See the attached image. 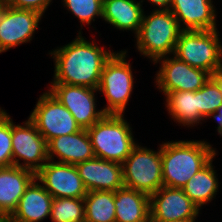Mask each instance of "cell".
<instances>
[{"label":"cell","mask_w":222,"mask_h":222,"mask_svg":"<svg viewBox=\"0 0 222 222\" xmlns=\"http://www.w3.org/2000/svg\"><path fill=\"white\" fill-rule=\"evenodd\" d=\"M132 129L124 114H106L87 128L95 157L122 164L138 143Z\"/></svg>","instance_id":"obj_4"},{"label":"cell","mask_w":222,"mask_h":222,"mask_svg":"<svg viewBox=\"0 0 222 222\" xmlns=\"http://www.w3.org/2000/svg\"><path fill=\"white\" fill-rule=\"evenodd\" d=\"M28 118L47 143L55 137L74 134L82 130L70 111L48 90L39 96Z\"/></svg>","instance_id":"obj_8"},{"label":"cell","mask_w":222,"mask_h":222,"mask_svg":"<svg viewBox=\"0 0 222 222\" xmlns=\"http://www.w3.org/2000/svg\"><path fill=\"white\" fill-rule=\"evenodd\" d=\"M50 218L52 222H85L84 198H54Z\"/></svg>","instance_id":"obj_25"},{"label":"cell","mask_w":222,"mask_h":222,"mask_svg":"<svg viewBox=\"0 0 222 222\" xmlns=\"http://www.w3.org/2000/svg\"><path fill=\"white\" fill-rule=\"evenodd\" d=\"M215 156L197 173L189 179L182 188L184 193L201 210L202 206L211 203L215 199L221 184L219 182L217 170H214L213 159Z\"/></svg>","instance_id":"obj_22"},{"label":"cell","mask_w":222,"mask_h":222,"mask_svg":"<svg viewBox=\"0 0 222 222\" xmlns=\"http://www.w3.org/2000/svg\"><path fill=\"white\" fill-rule=\"evenodd\" d=\"M211 78L217 83L222 94V69L215 71Z\"/></svg>","instance_id":"obj_32"},{"label":"cell","mask_w":222,"mask_h":222,"mask_svg":"<svg viewBox=\"0 0 222 222\" xmlns=\"http://www.w3.org/2000/svg\"><path fill=\"white\" fill-rule=\"evenodd\" d=\"M213 0H172L170 11L182 31L215 30L217 9Z\"/></svg>","instance_id":"obj_16"},{"label":"cell","mask_w":222,"mask_h":222,"mask_svg":"<svg viewBox=\"0 0 222 222\" xmlns=\"http://www.w3.org/2000/svg\"><path fill=\"white\" fill-rule=\"evenodd\" d=\"M218 29L181 31L173 55L210 75L222 69V41Z\"/></svg>","instance_id":"obj_6"},{"label":"cell","mask_w":222,"mask_h":222,"mask_svg":"<svg viewBox=\"0 0 222 222\" xmlns=\"http://www.w3.org/2000/svg\"><path fill=\"white\" fill-rule=\"evenodd\" d=\"M89 191H116L124 187L122 164L94 157L76 165Z\"/></svg>","instance_id":"obj_15"},{"label":"cell","mask_w":222,"mask_h":222,"mask_svg":"<svg viewBox=\"0 0 222 222\" xmlns=\"http://www.w3.org/2000/svg\"><path fill=\"white\" fill-rule=\"evenodd\" d=\"M171 56V57H170ZM159 65L156 71L155 85L165 96L175 91H197L204 86L211 75L205 70L195 68L176 56H166L156 60Z\"/></svg>","instance_id":"obj_9"},{"label":"cell","mask_w":222,"mask_h":222,"mask_svg":"<svg viewBox=\"0 0 222 222\" xmlns=\"http://www.w3.org/2000/svg\"><path fill=\"white\" fill-rule=\"evenodd\" d=\"M197 219H181V220H172V221H166V222H196Z\"/></svg>","instance_id":"obj_34"},{"label":"cell","mask_w":222,"mask_h":222,"mask_svg":"<svg viewBox=\"0 0 222 222\" xmlns=\"http://www.w3.org/2000/svg\"><path fill=\"white\" fill-rule=\"evenodd\" d=\"M200 211L183 189L162 186L150 196V222L197 219Z\"/></svg>","instance_id":"obj_14"},{"label":"cell","mask_w":222,"mask_h":222,"mask_svg":"<svg viewBox=\"0 0 222 222\" xmlns=\"http://www.w3.org/2000/svg\"><path fill=\"white\" fill-rule=\"evenodd\" d=\"M12 153L13 165L35 173L49 160L47 141L29 118L22 125L12 120Z\"/></svg>","instance_id":"obj_11"},{"label":"cell","mask_w":222,"mask_h":222,"mask_svg":"<svg viewBox=\"0 0 222 222\" xmlns=\"http://www.w3.org/2000/svg\"><path fill=\"white\" fill-rule=\"evenodd\" d=\"M114 191H89L84 197L85 222H115Z\"/></svg>","instance_id":"obj_24"},{"label":"cell","mask_w":222,"mask_h":222,"mask_svg":"<svg viewBox=\"0 0 222 222\" xmlns=\"http://www.w3.org/2000/svg\"><path fill=\"white\" fill-rule=\"evenodd\" d=\"M145 8L136 0H103L102 19L119 31L138 34Z\"/></svg>","instance_id":"obj_20"},{"label":"cell","mask_w":222,"mask_h":222,"mask_svg":"<svg viewBox=\"0 0 222 222\" xmlns=\"http://www.w3.org/2000/svg\"><path fill=\"white\" fill-rule=\"evenodd\" d=\"M6 4L18 9H30L45 14L52 0H5Z\"/></svg>","instance_id":"obj_29"},{"label":"cell","mask_w":222,"mask_h":222,"mask_svg":"<svg viewBox=\"0 0 222 222\" xmlns=\"http://www.w3.org/2000/svg\"><path fill=\"white\" fill-rule=\"evenodd\" d=\"M35 178L36 173L26 168L15 165L0 167V219L3 222L14 212Z\"/></svg>","instance_id":"obj_17"},{"label":"cell","mask_w":222,"mask_h":222,"mask_svg":"<svg viewBox=\"0 0 222 222\" xmlns=\"http://www.w3.org/2000/svg\"><path fill=\"white\" fill-rule=\"evenodd\" d=\"M63 7L80 20L81 33L83 25H90L96 18L102 19L103 0H62ZM85 23V24H84Z\"/></svg>","instance_id":"obj_26"},{"label":"cell","mask_w":222,"mask_h":222,"mask_svg":"<svg viewBox=\"0 0 222 222\" xmlns=\"http://www.w3.org/2000/svg\"><path fill=\"white\" fill-rule=\"evenodd\" d=\"M222 105V94L217 83L210 77L202 88L197 90L198 112L206 119Z\"/></svg>","instance_id":"obj_27"},{"label":"cell","mask_w":222,"mask_h":222,"mask_svg":"<svg viewBox=\"0 0 222 222\" xmlns=\"http://www.w3.org/2000/svg\"><path fill=\"white\" fill-rule=\"evenodd\" d=\"M42 17L40 12L7 5L0 19V54L30 43Z\"/></svg>","instance_id":"obj_12"},{"label":"cell","mask_w":222,"mask_h":222,"mask_svg":"<svg viewBox=\"0 0 222 222\" xmlns=\"http://www.w3.org/2000/svg\"><path fill=\"white\" fill-rule=\"evenodd\" d=\"M12 165V118L3 110L0 113V167Z\"/></svg>","instance_id":"obj_28"},{"label":"cell","mask_w":222,"mask_h":222,"mask_svg":"<svg viewBox=\"0 0 222 222\" xmlns=\"http://www.w3.org/2000/svg\"><path fill=\"white\" fill-rule=\"evenodd\" d=\"M145 0H140V2L143 4ZM148 3H151L154 5V10H169L172 4V0H146Z\"/></svg>","instance_id":"obj_31"},{"label":"cell","mask_w":222,"mask_h":222,"mask_svg":"<svg viewBox=\"0 0 222 222\" xmlns=\"http://www.w3.org/2000/svg\"><path fill=\"white\" fill-rule=\"evenodd\" d=\"M53 197L35 178L4 222H41L50 216Z\"/></svg>","instance_id":"obj_19"},{"label":"cell","mask_w":222,"mask_h":222,"mask_svg":"<svg viewBox=\"0 0 222 222\" xmlns=\"http://www.w3.org/2000/svg\"><path fill=\"white\" fill-rule=\"evenodd\" d=\"M36 179L53 198H84L88 193L76 165L48 160Z\"/></svg>","instance_id":"obj_13"},{"label":"cell","mask_w":222,"mask_h":222,"mask_svg":"<svg viewBox=\"0 0 222 222\" xmlns=\"http://www.w3.org/2000/svg\"><path fill=\"white\" fill-rule=\"evenodd\" d=\"M181 31L170 10L153 9L150 14L144 11L140 30L135 36L137 52L152 64L162 57L173 55Z\"/></svg>","instance_id":"obj_3"},{"label":"cell","mask_w":222,"mask_h":222,"mask_svg":"<svg viewBox=\"0 0 222 222\" xmlns=\"http://www.w3.org/2000/svg\"><path fill=\"white\" fill-rule=\"evenodd\" d=\"M157 150L137 143L122 163L124 186L151 196L163 186L161 144Z\"/></svg>","instance_id":"obj_7"},{"label":"cell","mask_w":222,"mask_h":222,"mask_svg":"<svg viewBox=\"0 0 222 222\" xmlns=\"http://www.w3.org/2000/svg\"><path fill=\"white\" fill-rule=\"evenodd\" d=\"M217 153L204 139L162 142L163 186L182 189Z\"/></svg>","instance_id":"obj_2"},{"label":"cell","mask_w":222,"mask_h":222,"mask_svg":"<svg viewBox=\"0 0 222 222\" xmlns=\"http://www.w3.org/2000/svg\"><path fill=\"white\" fill-rule=\"evenodd\" d=\"M113 50L100 47L95 40H87L82 33L67 45L49 51L54 61L51 83L85 86L98 89L105 63Z\"/></svg>","instance_id":"obj_1"},{"label":"cell","mask_w":222,"mask_h":222,"mask_svg":"<svg viewBox=\"0 0 222 222\" xmlns=\"http://www.w3.org/2000/svg\"><path fill=\"white\" fill-rule=\"evenodd\" d=\"M7 4H6V1L5 0H0V19L3 15V12L6 8Z\"/></svg>","instance_id":"obj_33"},{"label":"cell","mask_w":222,"mask_h":222,"mask_svg":"<svg viewBox=\"0 0 222 222\" xmlns=\"http://www.w3.org/2000/svg\"><path fill=\"white\" fill-rule=\"evenodd\" d=\"M47 147L48 159L60 163L77 165L95 157L86 129L74 134L55 137L47 143Z\"/></svg>","instance_id":"obj_18"},{"label":"cell","mask_w":222,"mask_h":222,"mask_svg":"<svg viewBox=\"0 0 222 222\" xmlns=\"http://www.w3.org/2000/svg\"><path fill=\"white\" fill-rule=\"evenodd\" d=\"M127 53L128 51L125 49L115 51L105 63L101 73L98 92L102 93L107 101L106 106L102 108L106 114H125L132 96L135 79L132 65L127 59Z\"/></svg>","instance_id":"obj_5"},{"label":"cell","mask_w":222,"mask_h":222,"mask_svg":"<svg viewBox=\"0 0 222 222\" xmlns=\"http://www.w3.org/2000/svg\"><path fill=\"white\" fill-rule=\"evenodd\" d=\"M213 118V120L216 121L217 123V127H216V131L218 132V135H220V137L222 136V105L217 109L216 112L211 113L208 117H206V120Z\"/></svg>","instance_id":"obj_30"},{"label":"cell","mask_w":222,"mask_h":222,"mask_svg":"<svg viewBox=\"0 0 222 222\" xmlns=\"http://www.w3.org/2000/svg\"><path fill=\"white\" fill-rule=\"evenodd\" d=\"M48 91L72 114L82 129L92 127L106 113L97 107L98 89L85 86L49 83Z\"/></svg>","instance_id":"obj_10"},{"label":"cell","mask_w":222,"mask_h":222,"mask_svg":"<svg viewBox=\"0 0 222 222\" xmlns=\"http://www.w3.org/2000/svg\"><path fill=\"white\" fill-rule=\"evenodd\" d=\"M115 222H150V196L122 187L114 191Z\"/></svg>","instance_id":"obj_21"},{"label":"cell","mask_w":222,"mask_h":222,"mask_svg":"<svg viewBox=\"0 0 222 222\" xmlns=\"http://www.w3.org/2000/svg\"><path fill=\"white\" fill-rule=\"evenodd\" d=\"M165 106L171 120L184 126L195 127L206 119L198 112L197 91H175L165 95Z\"/></svg>","instance_id":"obj_23"}]
</instances>
